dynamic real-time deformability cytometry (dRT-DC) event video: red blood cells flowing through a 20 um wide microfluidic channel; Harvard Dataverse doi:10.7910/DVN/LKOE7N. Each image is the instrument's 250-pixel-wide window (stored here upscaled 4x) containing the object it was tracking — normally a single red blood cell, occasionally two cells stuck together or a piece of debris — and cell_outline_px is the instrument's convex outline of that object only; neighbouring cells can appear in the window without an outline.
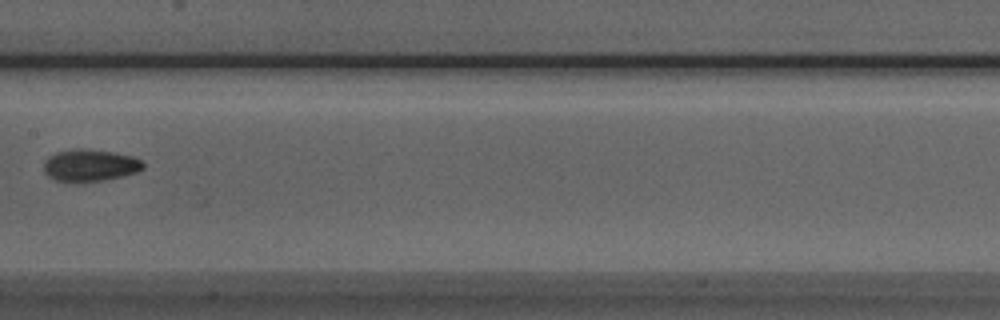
{"species": "Egyptian fruit bat (a non-hibernating species)", "species_latin": "Rousettus aegyptiacus", "temperature_condition": "room temperature", "stored_images_in_passage": 6, "camera_frame_rate_fps": 3000, "um_per_image_px": 0.085, "animal": {"sex": "male"}, "frame": {"image": 1, "passage_image": 6, "time_ms": 5.667, "image_size_px": [1000, 320], "cell_outline_px": [[144, 168], [136, 172], [120, 176], [100, 180], [56, 180], [48, 176], [44, 172], [44, 160], [48, 156], [56, 152], [72, 148], [84, 148], [112, 152], [132, 156], [140, 160], [144, 164]], "centroid_in_image_um": [7.62, 14.01], "position_along_channel_um": 199.8, "area_um2": 18.15}}